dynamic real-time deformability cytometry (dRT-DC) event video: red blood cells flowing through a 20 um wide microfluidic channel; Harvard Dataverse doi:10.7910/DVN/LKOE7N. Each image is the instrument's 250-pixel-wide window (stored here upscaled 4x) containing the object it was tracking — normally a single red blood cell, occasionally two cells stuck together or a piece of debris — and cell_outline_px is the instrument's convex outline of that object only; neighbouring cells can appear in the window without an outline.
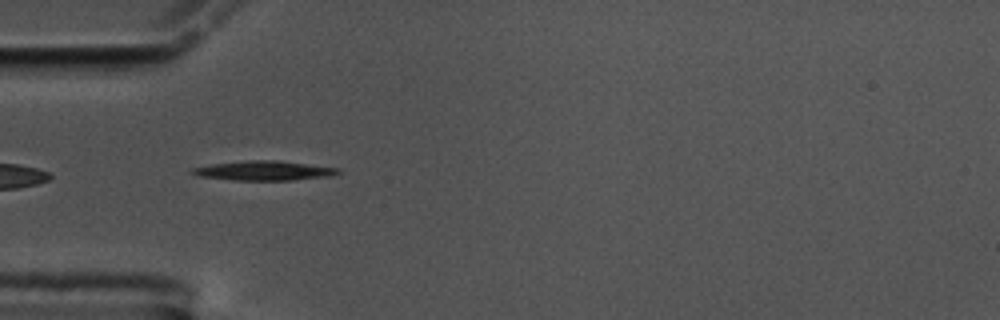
{"species": "common noctule bat (a hibernating species)", "species_latin": "Nyctalus noctula", "temperature_condition": "cold", "stored_images_in_passage": 41, "camera_frame_rate_fps": 3000, "um_per_image_px": 0.085, "animal": {"sex": "male", "body_mass_g": 17.5, "forearm_length_mm": 52.3}, "frame": {"image": 1, "passage_image": 1, "time_ms": 0.0, "image_size_px": [1000, 320], "cell_outline_px": [[340, 172], [332, 176], [292, 180], [236, 180], [200, 176], [188, 172], [192, 168], [212, 164], [248, 160], [276, 160], [340, 168]], "centroid_in_image_um": [22.46, 14.5], "position_along_channel_um": 62.5, "area_um2": 16.47}}
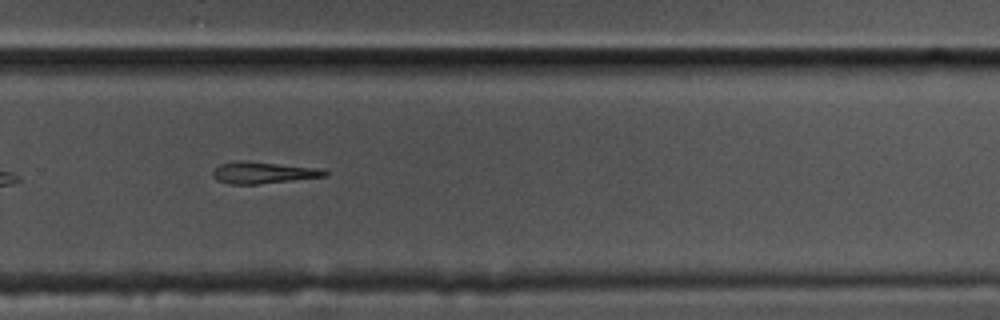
{"frame": {"image": 2, "passage_image": 22, "time_ms": 7.0, "image_size_px": [1000, 320], "cell_outline_px": [[328, 172], [324, 176], [292, 180], [256, 184], [228, 184], [216, 180], [212, 176], [212, 172], [220, 164], [236, 160], [248, 160], [324, 168]], "centroid_in_image_um": [22.35, 14.65], "position_along_channel_um": 307.5, "area_um2": 14.39}}
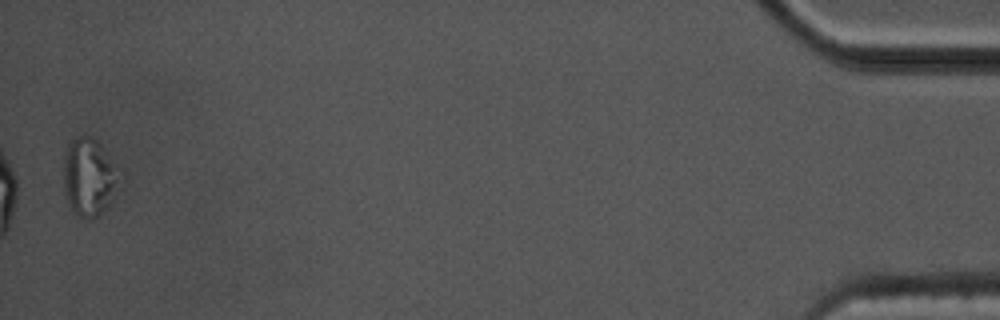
{"frame": {"image": 3, "passage_image": 40, "time_ms": 13.0, "image_size_px": [1000, 320], "cell_outline_px": [[124, 176], [112, 200], [96, 216], [88, 220], [80, 216], [68, 204], [64, 192], [64, 156], [68, 144], [76, 136], [84, 132], [92, 136], [100, 144], [124, 172]], "centroid_in_image_um": [7.62, 14.98], "position_along_channel_um": 427.6, "area_um2": 26.07}, "authors_computed_cell_mechanics": {"area_um2": 15.2592, "velocity_mm_per_s": 3.5223, "shape_relaxation_time_tau1_ms": 7.7929, "shape_relaxation_time_tau2_ms": null, "deformation_change_tau1": 0.2131, "deformation_change_tau2": null}}